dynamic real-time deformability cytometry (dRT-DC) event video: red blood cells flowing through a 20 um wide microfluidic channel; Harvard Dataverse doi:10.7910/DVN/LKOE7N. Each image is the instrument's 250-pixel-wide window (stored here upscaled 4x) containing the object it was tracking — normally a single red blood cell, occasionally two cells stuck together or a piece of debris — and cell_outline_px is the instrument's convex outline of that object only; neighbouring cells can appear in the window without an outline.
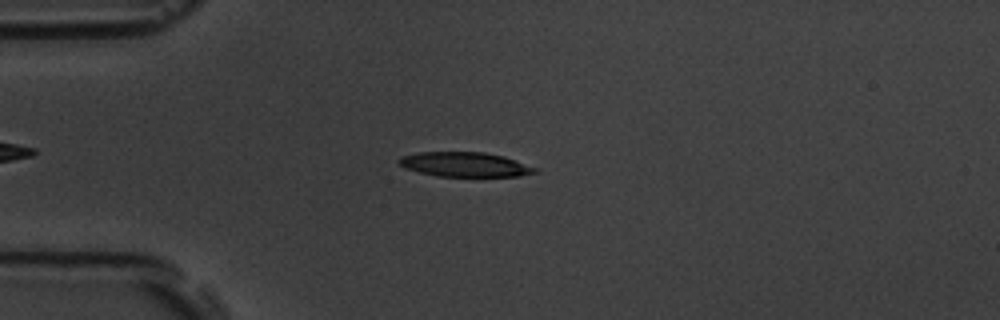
{"species": "common noctule bat (a hibernating species)", "species_latin": "Nyctalus noctula", "temperature_condition": "room temperature", "stored_images_in_passage": 45, "camera_frame_rate_fps": 3000, "um_per_image_px": 0.085, "animal": {"sex": "male", "body_mass_g": 19.5, "forearm_length_mm": 54.6}, "frame": {"image": 1, "passage_image": 11, "time_ms": 3.333, "image_size_px": [1000, 320], "cell_outline_px": [[540, 172], [520, 176], [436, 176], [404, 168], [396, 160], [400, 156], [416, 152], [484, 152], [504, 156], [536, 168]], "centroid_in_image_um": [39.48, 13.97], "position_along_channel_um": 45.5, "area_um2": 19.54}}
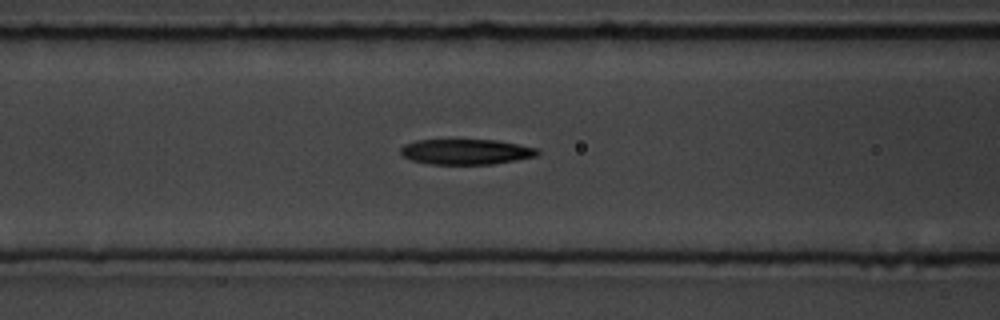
{"frame": {"image": 2, "passage_image": 19, "time_ms": 6.0, "image_size_px": [1000, 320], "cell_outline_px": [[540, 152], [536, 156], [516, 160], [492, 164], [428, 164], [412, 160], [400, 156], [400, 148], [404, 144], [416, 140], [496, 140], [536, 148]], "centroid_in_image_um": [39.55, 12.9], "position_along_channel_um": 127.0, "area_um2": 20.23}}
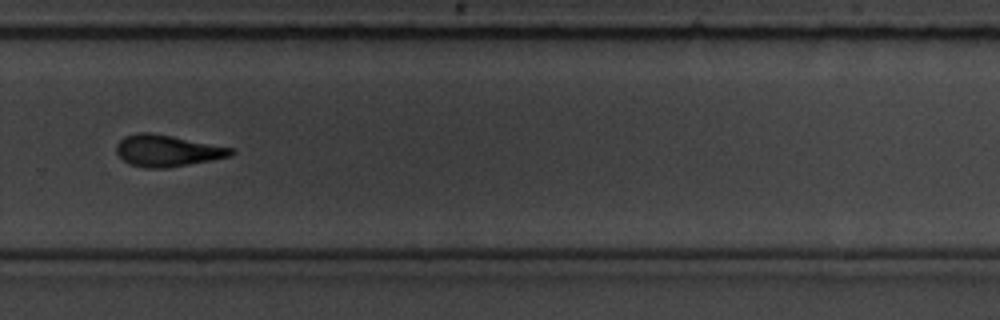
{"frame": {"image": 3, "passage_image": 34, "time_ms": 11.0, "image_size_px": [1000, 320], "cell_outline_px": [[236, 152], [232, 156], [188, 164], [164, 168], [144, 168], [132, 164], [124, 160], [116, 152], [116, 144], [124, 136], [140, 132], [148, 132], [172, 136], [236, 148]], "centroid_in_image_um": [14.25, 12.8], "position_along_channel_um": 315.5, "area_um2": 21.04}, "authors_computed_cell_mechanics": {"area_um2": 20.9814, "velocity_mm_per_s": 3.7764, "shape_relaxation_time_tau1_ms": 4.1946, "shape_relaxation_time_tau2_ms": 4.1027, "deformation_change_tau1": 0.1672, "deformation_change_tau2": 0.1481}}